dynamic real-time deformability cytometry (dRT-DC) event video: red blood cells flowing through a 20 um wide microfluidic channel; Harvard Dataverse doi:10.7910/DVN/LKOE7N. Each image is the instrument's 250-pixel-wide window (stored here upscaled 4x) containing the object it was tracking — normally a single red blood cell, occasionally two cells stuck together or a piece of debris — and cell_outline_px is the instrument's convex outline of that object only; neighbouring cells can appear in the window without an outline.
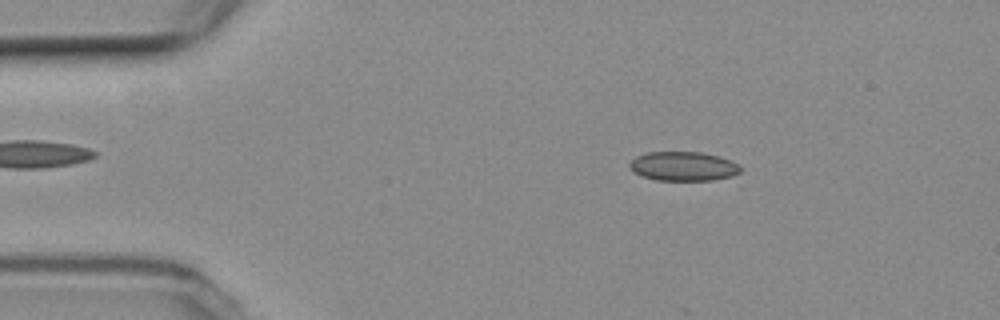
{"species": "common noctule bat (a hibernating species)", "species_latin": "Nyctalus noctula", "temperature_condition": "room temperature", "stored_images_in_passage": 18, "camera_frame_rate_fps": 3000, "um_per_image_px": 0.085, "animal": {"sex": "female", "body_mass_g": 19.3, "forearm_length_mm": 54.1}, "frame": {"image": 1, "passage_image": 8, "time_ms": 2.333, "image_size_px": [1000, 320], "cell_outline_px": [[740, 172], [732, 176], [712, 180], [656, 180], [644, 176], [628, 168], [628, 164], [636, 156], [648, 152], [700, 152], [732, 160], [740, 164]], "centroid_in_image_um": [58.09, 14.13], "position_along_channel_um": 26.9, "area_um2": 18.79}}
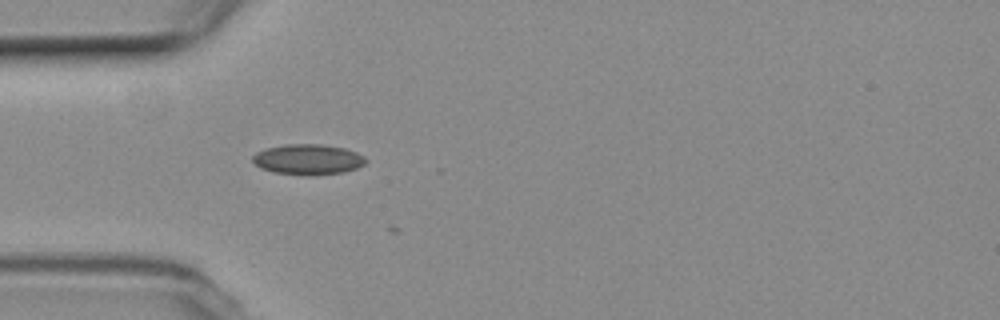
{"frame": {"image": 2, "passage_image": 15, "time_ms": 4.667, "image_size_px": [1000, 320], "cell_outline_px": [[368, 160], [364, 164], [356, 168], [344, 172], [312, 176], [304, 176], [272, 172], [260, 168], [252, 160], [252, 156], [256, 152], [264, 148], [284, 144], [324, 144], [344, 148], [356, 152], [364, 156]], "centroid_in_image_um": [26.16, 13.55], "position_along_channel_um": 58.8, "area_um2": 20.46}}